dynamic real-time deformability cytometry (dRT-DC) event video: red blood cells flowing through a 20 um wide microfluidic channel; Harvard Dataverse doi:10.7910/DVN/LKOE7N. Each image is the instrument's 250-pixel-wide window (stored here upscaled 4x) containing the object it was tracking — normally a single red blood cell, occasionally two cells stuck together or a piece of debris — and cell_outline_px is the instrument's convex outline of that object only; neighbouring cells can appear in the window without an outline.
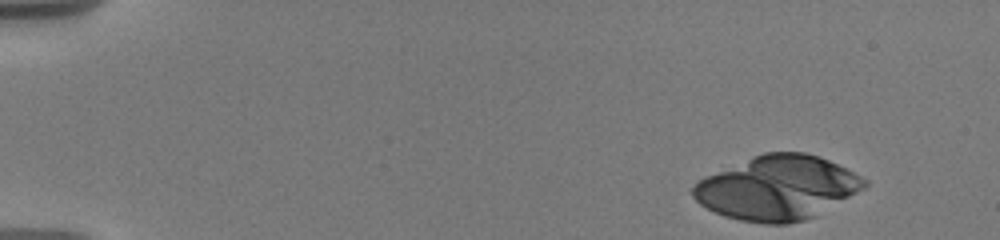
{"species": "human", "species_latin": "Homo sapiens", "temperature_condition": "warm", "stored_images_in_passage": 13, "segment_of_instrument_passage": [1, 2], "camera_frame_rate_fps": 3000, "um_per_image_px": 0.085, "donor": {"sex": "male"}, "frame": {"image": 1, "passage_image": 1, "time_ms": 0.0, "image_size_px": [1000, 240], "cell_outline_px": [[868, 184], [864, 188], [816, 216], [804, 220], [788, 224], [764, 224], [740, 220], [724, 216], [700, 204], [692, 196], [692, 188], [704, 176], [752, 156], [764, 152], [804, 152], [828, 160], [868, 180]], "centroid_in_image_um": [66.06, 15.97], "position_along_channel_um": 18.9, "area_um2": 63.7}}